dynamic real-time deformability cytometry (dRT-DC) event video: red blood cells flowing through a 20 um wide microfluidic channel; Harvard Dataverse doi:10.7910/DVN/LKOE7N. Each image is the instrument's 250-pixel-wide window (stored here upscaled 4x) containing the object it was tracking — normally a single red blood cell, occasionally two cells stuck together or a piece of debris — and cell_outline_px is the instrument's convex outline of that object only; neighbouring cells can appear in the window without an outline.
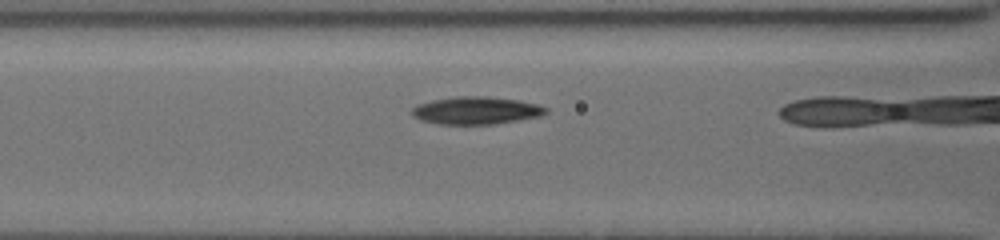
{"species": "common noctule bat (a hibernating species)", "species_latin": "Nyctalus noctula", "temperature_condition": "cold", "stored_images_in_passage": 9, "camera_frame_rate_fps": 3000, "um_per_image_px": 0.085, "animal": {"sex": "female", "body_mass_g": 19.5, "forearm_length_mm": 54.1}, "frame": {"image": 1, "passage_image": 8, "time_ms": 3.0, "image_size_px": [1000, 240], "cell_outline_px": [[548, 112], [544, 116], [496, 124], [436, 124], [420, 120], [412, 116], [408, 112], [416, 104], [432, 100], [456, 96], [488, 96], [520, 100], [536, 104], [548, 108]], "centroid_in_image_um": [40.46, 9.39], "position_along_channel_um": 126.1, "area_um2": 22.02}}